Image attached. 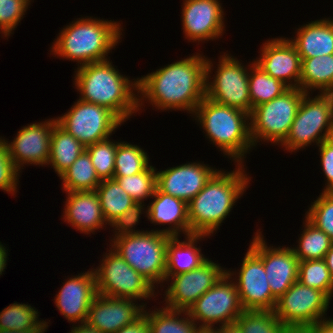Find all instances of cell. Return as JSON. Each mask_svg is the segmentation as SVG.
Listing matches in <instances>:
<instances>
[{
	"label": "cell",
	"mask_w": 333,
	"mask_h": 333,
	"mask_svg": "<svg viewBox=\"0 0 333 333\" xmlns=\"http://www.w3.org/2000/svg\"><path fill=\"white\" fill-rule=\"evenodd\" d=\"M206 60L197 53L137 78V93L142 96H138V107L145 98L158 110L182 109L194 114L206 95Z\"/></svg>",
	"instance_id": "1"
},
{
	"label": "cell",
	"mask_w": 333,
	"mask_h": 333,
	"mask_svg": "<svg viewBox=\"0 0 333 333\" xmlns=\"http://www.w3.org/2000/svg\"><path fill=\"white\" fill-rule=\"evenodd\" d=\"M75 74L80 100L108 108L123 123L140 110L138 94L134 93L138 91V80L132 82L121 75L110 59L78 66Z\"/></svg>",
	"instance_id": "2"
},
{
	"label": "cell",
	"mask_w": 333,
	"mask_h": 333,
	"mask_svg": "<svg viewBox=\"0 0 333 333\" xmlns=\"http://www.w3.org/2000/svg\"><path fill=\"white\" fill-rule=\"evenodd\" d=\"M237 166L232 172L218 170L188 203L190 235L213 234L244 194L251 178L243 164Z\"/></svg>",
	"instance_id": "3"
},
{
	"label": "cell",
	"mask_w": 333,
	"mask_h": 333,
	"mask_svg": "<svg viewBox=\"0 0 333 333\" xmlns=\"http://www.w3.org/2000/svg\"><path fill=\"white\" fill-rule=\"evenodd\" d=\"M121 24L93 17L79 18L59 33L51 46L55 56L78 61L79 66L108 60L122 35Z\"/></svg>",
	"instance_id": "4"
},
{
	"label": "cell",
	"mask_w": 333,
	"mask_h": 333,
	"mask_svg": "<svg viewBox=\"0 0 333 333\" xmlns=\"http://www.w3.org/2000/svg\"><path fill=\"white\" fill-rule=\"evenodd\" d=\"M193 116L220 151L238 164L243 163L244 154L254 146L250 135V114L205 96Z\"/></svg>",
	"instance_id": "5"
},
{
	"label": "cell",
	"mask_w": 333,
	"mask_h": 333,
	"mask_svg": "<svg viewBox=\"0 0 333 333\" xmlns=\"http://www.w3.org/2000/svg\"><path fill=\"white\" fill-rule=\"evenodd\" d=\"M171 236L159 231L112 238L111 247L154 287L165 281L166 249Z\"/></svg>",
	"instance_id": "6"
},
{
	"label": "cell",
	"mask_w": 333,
	"mask_h": 333,
	"mask_svg": "<svg viewBox=\"0 0 333 333\" xmlns=\"http://www.w3.org/2000/svg\"><path fill=\"white\" fill-rule=\"evenodd\" d=\"M332 137L333 94H319L310 98L309 93H306L299 104L289 134L280 145L292 153L312 142L318 146Z\"/></svg>",
	"instance_id": "7"
},
{
	"label": "cell",
	"mask_w": 333,
	"mask_h": 333,
	"mask_svg": "<svg viewBox=\"0 0 333 333\" xmlns=\"http://www.w3.org/2000/svg\"><path fill=\"white\" fill-rule=\"evenodd\" d=\"M305 94L300 88H289L281 96L252 109L250 135L254 147L262 139L279 145L286 139Z\"/></svg>",
	"instance_id": "8"
},
{
	"label": "cell",
	"mask_w": 333,
	"mask_h": 333,
	"mask_svg": "<svg viewBox=\"0 0 333 333\" xmlns=\"http://www.w3.org/2000/svg\"><path fill=\"white\" fill-rule=\"evenodd\" d=\"M101 265L93 269L97 294L113 298L143 300L153 297L155 287L110 248ZM108 254V255H107Z\"/></svg>",
	"instance_id": "9"
},
{
	"label": "cell",
	"mask_w": 333,
	"mask_h": 333,
	"mask_svg": "<svg viewBox=\"0 0 333 333\" xmlns=\"http://www.w3.org/2000/svg\"><path fill=\"white\" fill-rule=\"evenodd\" d=\"M206 60V97L211 100L240 109L251 114L249 94V72L239 60L224 53L219 58V64L214 80L209 82L213 64ZM242 64V65H241Z\"/></svg>",
	"instance_id": "10"
},
{
	"label": "cell",
	"mask_w": 333,
	"mask_h": 333,
	"mask_svg": "<svg viewBox=\"0 0 333 333\" xmlns=\"http://www.w3.org/2000/svg\"><path fill=\"white\" fill-rule=\"evenodd\" d=\"M234 273L227 270L222 278L186 311L195 323H202L199 327L214 328V324L218 322L221 324L219 326L233 325L245 311L236 283L230 280Z\"/></svg>",
	"instance_id": "11"
},
{
	"label": "cell",
	"mask_w": 333,
	"mask_h": 333,
	"mask_svg": "<svg viewBox=\"0 0 333 333\" xmlns=\"http://www.w3.org/2000/svg\"><path fill=\"white\" fill-rule=\"evenodd\" d=\"M56 122L85 147L110 138L123 123L108 108L80 99Z\"/></svg>",
	"instance_id": "12"
},
{
	"label": "cell",
	"mask_w": 333,
	"mask_h": 333,
	"mask_svg": "<svg viewBox=\"0 0 333 333\" xmlns=\"http://www.w3.org/2000/svg\"><path fill=\"white\" fill-rule=\"evenodd\" d=\"M330 300L324 292L296 281L277 299L273 311L284 325H313L327 319Z\"/></svg>",
	"instance_id": "13"
},
{
	"label": "cell",
	"mask_w": 333,
	"mask_h": 333,
	"mask_svg": "<svg viewBox=\"0 0 333 333\" xmlns=\"http://www.w3.org/2000/svg\"><path fill=\"white\" fill-rule=\"evenodd\" d=\"M227 272L219 264L207 259L198 268L173 276H165L171 283L165 291L166 307L187 311L206 291L212 288Z\"/></svg>",
	"instance_id": "14"
},
{
	"label": "cell",
	"mask_w": 333,
	"mask_h": 333,
	"mask_svg": "<svg viewBox=\"0 0 333 333\" xmlns=\"http://www.w3.org/2000/svg\"><path fill=\"white\" fill-rule=\"evenodd\" d=\"M255 234L249 248L262 260L271 293L278 299L298 281L299 260L292 247H268L262 233Z\"/></svg>",
	"instance_id": "15"
},
{
	"label": "cell",
	"mask_w": 333,
	"mask_h": 333,
	"mask_svg": "<svg viewBox=\"0 0 333 333\" xmlns=\"http://www.w3.org/2000/svg\"><path fill=\"white\" fill-rule=\"evenodd\" d=\"M236 276V286L245 310L273 311L272 295L262 260L249 248Z\"/></svg>",
	"instance_id": "16"
},
{
	"label": "cell",
	"mask_w": 333,
	"mask_h": 333,
	"mask_svg": "<svg viewBox=\"0 0 333 333\" xmlns=\"http://www.w3.org/2000/svg\"><path fill=\"white\" fill-rule=\"evenodd\" d=\"M56 118L45 122L28 124L17 133L13 142L8 143L9 155L21 172L24 164L47 165L50 156L51 133Z\"/></svg>",
	"instance_id": "17"
},
{
	"label": "cell",
	"mask_w": 333,
	"mask_h": 333,
	"mask_svg": "<svg viewBox=\"0 0 333 333\" xmlns=\"http://www.w3.org/2000/svg\"><path fill=\"white\" fill-rule=\"evenodd\" d=\"M134 301L97 294L89 308L86 323L102 333H115L143 315L145 304H135Z\"/></svg>",
	"instance_id": "18"
},
{
	"label": "cell",
	"mask_w": 333,
	"mask_h": 333,
	"mask_svg": "<svg viewBox=\"0 0 333 333\" xmlns=\"http://www.w3.org/2000/svg\"><path fill=\"white\" fill-rule=\"evenodd\" d=\"M182 24L185 38L205 41L219 38L224 29V12L219 0H184Z\"/></svg>",
	"instance_id": "19"
},
{
	"label": "cell",
	"mask_w": 333,
	"mask_h": 333,
	"mask_svg": "<svg viewBox=\"0 0 333 333\" xmlns=\"http://www.w3.org/2000/svg\"><path fill=\"white\" fill-rule=\"evenodd\" d=\"M218 170L200 162L156 172V188L189 203Z\"/></svg>",
	"instance_id": "20"
},
{
	"label": "cell",
	"mask_w": 333,
	"mask_h": 333,
	"mask_svg": "<svg viewBox=\"0 0 333 333\" xmlns=\"http://www.w3.org/2000/svg\"><path fill=\"white\" fill-rule=\"evenodd\" d=\"M261 52L260 58L254 60L259 68L289 88H299L301 58L288 38L268 40L263 44Z\"/></svg>",
	"instance_id": "21"
},
{
	"label": "cell",
	"mask_w": 333,
	"mask_h": 333,
	"mask_svg": "<svg viewBox=\"0 0 333 333\" xmlns=\"http://www.w3.org/2000/svg\"><path fill=\"white\" fill-rule=\"evenodd\" d=\"M69 278L56 294L55 305L68 322L86 323L88 311L97 295L94 270Z\"/></svg>",
	"instance_id": "22"
},
{
	"label": "cell",
	"mask_w": 333,
	"mask_h": 333,
	"mask_svg": "<svg viewBox=\"0 0 333 333\" xmlns=\"http://www.w3.org/2000/svg\"><path fill=\"white\" fill-rule=\"evenodd\" d=\"M66 194L68 197H66L65 211H63L64 222L67 221L77 231L85 234H91L107 225L95 190L67 192Z\"/></svg>",
	"instance_id": "23"
},
{
	"label": "cell",
	"mask_w": 333,
	"mask_h": 333,
	"mask_svg": "<svg viewBox=\"0 0 333 333\" xmlns=\"http://www.w3.org/2000/svg\"><path fill=\"white\" fill-rule=\"evenodd\" d=\"M150 206H147L146 216L154 224H170L167 229L156 230L171 237L180 236V232L190 235L188 203L177 197L160 192L155 188ZM173 224V225H172Z\"/></svg>",
	"instance_id": "24"
},
{
	"label": "cell",
	"mask_w": 333,
	"mask_h": 333,
	"mask_svg": "<svg viewBox=\"0 0 333 333\" xmlns=\"http://www.w3.org/2000/svg\"><path fill=\"white\" fill-rule=\"evenodd\" d=\"M296 38L289 41L300 58L322 57L333 54V19L312 21L297 30Z\"/></svg>",
	"instance_id": "25"
},
{
	"label": "cell",
	"mask_w": 333,
	"mask_h": 333,
	"mask_svg": "<svg viewBox=\"0 0 333 333\" xmlns=\"http://www.w3.org/2000/svg\"><path fill=\"white\" fill-rule=\"evenodd\" d=\"M208 235H188L186 241L179 237H170L166 249V272L165 276H173L192 271L198 268L208 258L201 254V249L195 245L201 238Z\"/></svg>",
	"instance_id": "26"
},
{
	"label": "cell",
	"mask_w": 333,
	"mask_h": 333,
	"mask_svg": "<svg viewBox=\"0 0 333 333\" xmlns=\"http://www.w3.org/2000/svg\"><path fill=\"white\" fill-rule=\"evenodd\" d=\"M299 88L305 93L313 89L320 94H333V54L301 58Z\"/></svg>",
	"instance_id": "27"
},
{
	"label": "cell",
	"mask_w": 333,
	"mask_h": 333,
	"mask_svg": "<svg viewBox=\"0 0 333 333\" xmlns=\"http://www.w3.org/2000/svg\"><path fill=\"white\" fill-rule=\"evenodd\" d=\"M50 156L47 165L53 166L60 177L81 155L85 146L57 123L51 133Z\"/></svg>",
	"instance_id": "28"
},
{
	"label": "cell",
	"mask_w": 333,
	"mask_h": 333,
	"mask_svg": "<svg viewBox=\"0 0 333 333\" xmlns=\"http://www.w3.org/2000/svg\"><path fill=\"white\" fill-rule=\"evenodd\" d=\"M65 192L94 191L101 183L86 150L60 176Z\"/></svg>",
	"instance_id": "29"
},
{
	"label": "cell",
	"mask_w": 333,
	"mask_h": 333,
	"mask_svg": "<svg viewBox=\"0 0 333 333\" xmlns=\"http://www.w3.org/2000/svg\"><path fill=\"white\" fill-rule=\"evenodd\" d=\"M156 310L151 313L144 310L143 313L148 320L151 333H196L199 328L186 311L167 307ZM182 313L187 316L182 318Z\"/></svg>",
	"instance_id": "30"
},
{
	"label": "cell",
	"mask_w": 333,
	"mask_h": 333,
	"mask_svg": "<svg viewBox=\"0 0 333 333\" xmlns=\"http://www.w3.org/2000/svg\"><path fill=\"white\" fill-rule=\"evenodd\" d=\"M95 191L100 200L102 215L108 225L135 203L115 179L101 180Z\"/></svg>",
	"instance_id": "31"
},
{
	"label": "cell",
	"mask_w": 333,
	"mask_h": 333,
	"mask_svg": "<svg viewBox=\"0 0 333 333\" xmlns=\"http://www.w3.org/2000/svg\"><path fill=\"white\" fill-rule=\"evenodd\" d=\"M248 66L250 67L249 94L251 112L254 107L281 96L289 89V87L282 81L273 78L264 72L254 63V61Z\"/></svg>",
	"instance_id": "32"
},
{
	"label": "cell",
	"mask_w": 333,
	"mask_h": 333,
	"mask_svg": "<svg viewBox=\"0 0 333 333\" xmlns=\"http://www.w3.org/2000/svg\"><path fill=\"white\" fill-rule=\"evenodd\" d=\"M298 243L299 246L292 249L299 261H305L324 259L333 242L325 232L306 219Z\"/></svg>",
	"instance_id": "33"
},
{
	"label": "cell",
	"mask_w": 333,
	"mask_h": 333,
	"mask_svg": "<svg viewBox=\"0 0 333 333\" xmlns=\"http://www.w3.org/2000/svg\"><path fill=\"white\" fill-rule=\"evenodd\" d=\"M298 281L302 285L324 292L330 299L333 297V277L324 259L299 261Z\"/></svg>",
	"instance_id": "34"
},
{
	"label": "cell",
	"mask_w": 333,
	"mask_h": 333,
	"mask_svg": "<svg viewBox=\"0 0 333 333\" xmlns=\"http://www.w3.org/2000/svg\"><path fill=\"white\" fill-rule=\"evenodd\" d=\"M149 166L147 153L137 145L118 142L114 177L131 176L143 172Z\"/></svg>",
	"instance_id": "35"
},
{
	"label": "cell",
	"mask_w": 333,
	"mask_h": 333,
	"mask_svg": "<svg viewBox=\"0 0 333 333\" xmlns=\"http://www.w3.org/2000/svg\"><path fill=\"white\" fill-rule=\"evenodd\" d=\"M242 333H281L284 324L274 311L245 310L234 323Z\"/></svg>",
	"instance_id": "36"
},
{
	"label": "cell",
	"mask_w": 333,
	"mask_h": 333,
	"mask_svg": "<svg viewBox=\"0 0 333 333\" xmlns=\"http://www.w3.org/2000/svg\"><path fill=\"white\" fill-rule=\"evenodd\" d=\"M124 191L135 201L144 202L152 198L156 188V169L149 165L143 172L131 176L113 177ZM150 196V197H149Z\"/></svg>",
	"instance_id": "37"
},
{
	"label": "cell",
	"mask_w": 333,
	"mask_h": 333,
	"mask_svg": "<svg viewBox=\"0 0 333 333\" xmlns=\"http://www.w3.org/2000/svg\"><path fill=\"white\" fill-rule=\"evenodd\" d=\"M28 304L14 303L0 312V328L7 330H28L40 323L38 310Z\"/></svg>",
	"instance_id": "38"
},
{
	"label": "cell",
	"mask_w": 333,
	"mask_h": 333,
	"mask_svg": "<svg viewBox=\"0 0 333 333\" xmlns=\"http://www.w3.org/2000/svg\"><path fill=\"white\" fill-rule=\"evenodd\" d=\"M118 142L109 138L85 148L100 180L113 179Z\"/></svg>",
	"instance_id": "39"
},
{
	"label": "cell",
	"mask_w": 333,
	"mask_h": 333,
	"mask_svg": "<svg viewBox=\"0 0 333 333\" xmlns=\"http://www.w3.org/2000/svg\"><path fill=\"white\" fill-rule=\"evenodd\" d=\"M305 214V219L325 232L333 242V192H322Z\"/></svg>",
	"instance_id": "40"
},
{
	"label": "cell",
	"mask_w": 333,
	"mask_h": 333,
	"mask_svg": "<svg viewBox=\"0 0 333 333\" xmlns=\"http://www.w3.org/2000/svg\"><path fill=\"white\" fill-rule=\"evenodd\" d=\"M31 0H0V33L10 36L24 18Z\"/></svg>",
	"instance_id": "41"
},
{
	"label": "cell",
	"mask_w": 333,
	"mask_h": 333,
	"mask_svg": "<svg viewBox=\"0 0 333 333\" xmlns=\"http://www.w3.org/2000/svg\"><path fill=\"white\" fill-rule=\"evenodd\" d=\"M19 170L9 155L6 140L0 138V189L15 195L19 179ZM16 191V192H15Z\"/></svg>",
	"instance_id": "42"
},
{
	"label": "cell",
	"mask_w": 333,
	"mask_h": 333,
	"mask_svg": "<svg viewBox=\"0 0 333 333\" xmlns=\"http://www.w3.org/2000/svg\"><path fill=\"white\" fill-rule=\"evenodd\" d=\"M144 203L135 202L125 212H123L118 218H116L110 226L115 230L114 238L123 235L138 234L145 231L134 230L133 227L138 223L140 215L144 210ZM117 230V231H116Z\"/></svg>",
	"instance_id": "43"
},
{
	"label": "cell",
	"mask_w": 333,
	"mask_h": 333,
	"mask_svg": "<svg viewBox=\"0 0 333 333\" xmlns=\"http://www.w3.org/2000/svg\"><path fill=\"white\" fill-rule=\"evenodd\" d=\"M320 152V162L324 175L327 178L323 192H333V137L324 140L318 145Z\"/></svg>",
	"instance_id": "44"
},
{
	"label": "cell",
	"mask_w": 333,
	"mask_h": 333,
	"mask_svg": "<svg viewBox=\"0 0 333 333\" xmlns=\"http://www.w3.org/2000/svg\"><path fill=\"white\" fill-rule=\"evenodd\" d=\"M115 333H151V332L148 320L146 319V316L143 314L134 323L121 328L119 331Z\"/></svg>",
	"instance_id": "45"
},
{
	"label": "cell",
	"mask_w": 333,
	"mask_h": 333,
	"mask_svg": "<svg viewBox=\"0 0 333 333\" xmlns=\"http://www.w3.org/2000/svg\"><path fill=\"white\" fill-rule=\"evenodd\" d=\"M281 333H314L313 325H284Z\"/></svg>",
	"instance_id": "46"
},
{
	"label": "cell",
	"mask_w": 333,
	"mask_h": 333,
	"mask_svg": "<svg viewBox=\"0 0 333 333\" xmlns=\"http://www.w3.org/2000/svg\"><path fill=\"white\" fill-rule=\"evenodd\" d=\"M314 333H333V318L323 319L315 323Z\"/></svg>",
	"instance_id": "47"
},
{
	"label": "cell",
	"mask_w": 333,
	"mask_h": 333,
	"mask_svg": "<svg viewBox=\"0 0 333 333\" xmlns=\"http://www.w3.org/2000/svg\"><path fill=\"white\" fill-rule=\"evenodd\" d=\"M48 328V322L42 320V322L34 329H28V330H7V329H1L0 333H44V331Z\"/></svg>",
	"instance_id": "48"
},
{
	"label": "cell",
	"mask_w": 333,
	"mask_h": 333,
	"mask_svg": "<svg viewBox=\"0 0 333 333\" xmlns=\"http://www.w3.org/2000/svg\"><path fill=\"white\" fill-rule=\"evenodd\" d=\"M70 333H102L96 328L89 326L87 323H81L78 326L73 325Z\"/></svg>",
	"instance_id": "49"
},
{
	"label": "cell",
	"mask_w": 333,
	"mask_h": 333,
	"mask_svg": "<svg viewBox=\"0 0 333 333\" xmlns=\"http://www.w3.org/2000/svg\"><path fill=\"white\" fill-rule=\"evenodd\" d=\"M7 253L6 247L0 242V276L4 272V269H6Z\"/></svg>",
	"instance_id": "50"
},
{
	"label": "cell",
	"mask_w": 333,
	"mask_h": 333,
	"mask_svg": "<svg viewBox=\"0 0 333 333\" xmlns=\"http://www.w3.org/2000/svg\"><path fill=\"white\" fill-rule=\"evenodd\" d=\"M324 261L326 262L328 270L330 271V274L333 277V243L330 249L325 254Z\"/></svg>",
	"instance_id": "51"
},
{
	"label": "cell",
	"mask_w": 333,
	"mask_h": 333,
	"mask_svg": "<svg viewBox=\"0 0 333 333\" xmlns=\"http://www.w3.org/2000/svg\"><path fill=\"white\" fill-rule=\"evenodd\" d=\"M219 327V333H242L235 324Z\"/></svg>",
	"instance_id": "52"
},
{
	"label": "cell",
	"mask_w": 333,
	"mask_h": 333,
	"mask_svg": "<svg viewBox=\"0 0 333 333\" xmlns=\"http://www.w3.org/2000/svg\"><path fill=\"white\" fill-rule=\"evenodd\" d=\"M196 333H219V328L199 327Z\"/></svg>",
	"instance_id": "53"
}]
</instances>
